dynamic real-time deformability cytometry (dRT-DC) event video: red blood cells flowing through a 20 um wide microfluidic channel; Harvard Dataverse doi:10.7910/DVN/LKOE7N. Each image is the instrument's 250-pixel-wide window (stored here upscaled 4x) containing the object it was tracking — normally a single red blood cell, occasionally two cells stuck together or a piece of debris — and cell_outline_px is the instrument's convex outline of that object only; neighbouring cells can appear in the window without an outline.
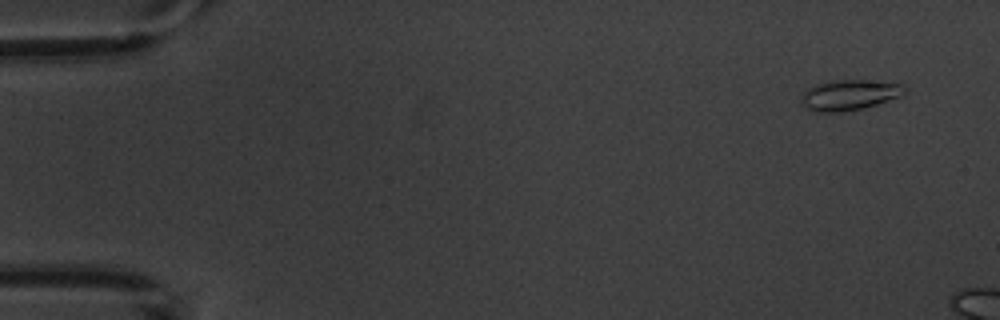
{"species": "common noctule bat (a hibernating species)", "species_latin": "Nyctalus noctula", "temperature_condition": "warm", "stored_images_in_passage": 2, "camera_frame_rate_fps": 3000, "um_per_image_px": 0.085, "animal": {"sex": "male", "body_mass_g": 20.1, "forearm_length_mm": 53.5}, "frame": {"image": 1, "passage_image": 1, "time_ms": 0.0, "image_size_px": [1000, 320], "cell_outline_px": [[908, 88], [900, 96], [864, 108], [844, 112], [816, 112], [808, 108], [800, 100], [804, 92], [808, 88], [816, 84], [836, 80], [864, 80], [904, 84]], "centroid_in_image_um": [72.21, 8.07], "position_along_channel_um": 12.8, "area_um2": 18.21}}